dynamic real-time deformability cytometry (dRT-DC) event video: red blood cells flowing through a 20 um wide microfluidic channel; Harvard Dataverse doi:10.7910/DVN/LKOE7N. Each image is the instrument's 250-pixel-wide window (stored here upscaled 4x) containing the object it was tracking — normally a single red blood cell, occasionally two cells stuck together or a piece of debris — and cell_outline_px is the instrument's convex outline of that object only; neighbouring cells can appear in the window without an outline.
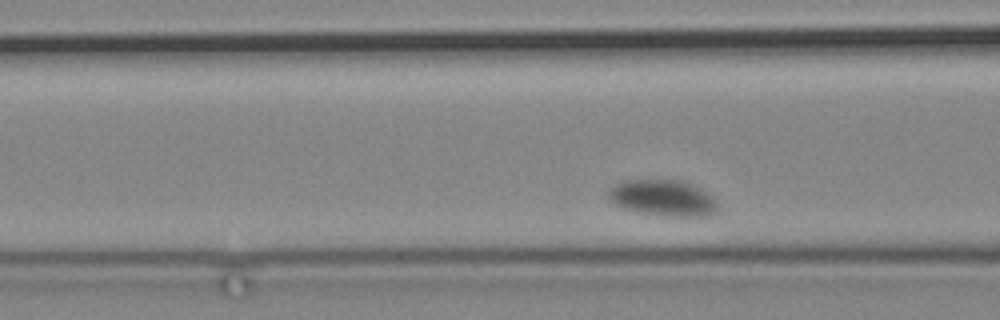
{"species": "common noctule bat (a hibernating species)", "species_latin": "Nyctalus noctula", "temperature_condition": "cold", "stored_images_in_passage": 42, "camera_frame_rate_fps": 3000, "um_per_image_px": 0.085, "animal": {"sex": "male", "body_mass_g": 19.2, "forearm_length_mm": 51.8}, "frame": {"image": 1, "passage_image": 7, "time_ms": 2.0, "image_size_px": [1000, 320], "cell_outline_px": [[720, 212], [712, 216], [664, 216], [640, 212], [620, 208], [612, 204], [608, 200], [608, 188], [624, 180], [680, 180], [692, 184], [700, 188], [712, 196], [720, 204]], "centroid_in_image_um": [56.38, 16.84], "position_along_channel_um": 110.2, "area_um2": 23.64}}
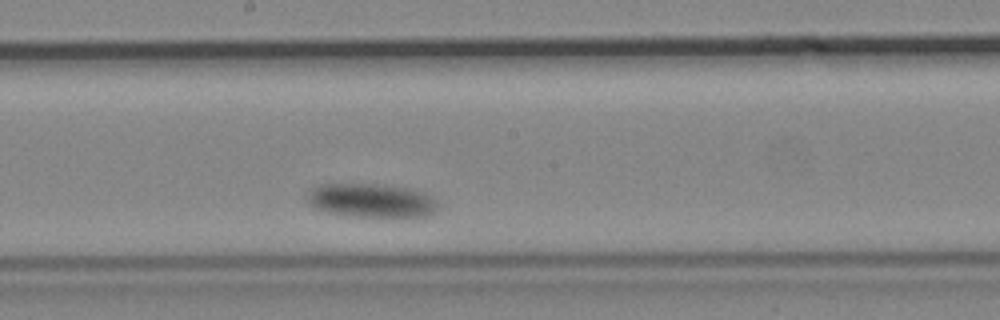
{"frame": {"image": 2, "passage_image": 20, "time_ms": 6.333, "image_size_px": [1000, 320], "cell_outline_px": [[436, 212], [428, 216], [352, 216], [328, 212], [316, 208], [308, 204], [304, 200], [304, 196], [308, 188], [320, 184], [384, 184], [408, 188], [424, 192], [432, 196], [436, 204]], "centroid_in_image_um": [31.48, 17.02], "position_along_channel_um": 216.7, "area_um2": 26.07}}
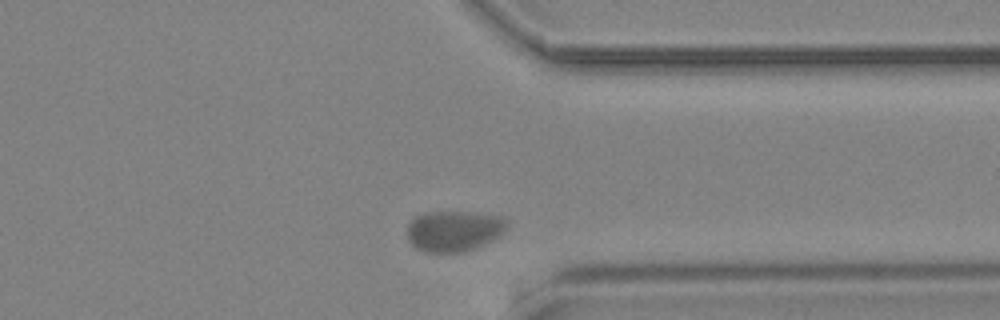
{"frame": {"image": 3, "passage_image": 38, "time_ms": 12.333, "image_size_px": [1000, 320], "cell_outline_px": [[508, 228], [504, 232], [492, 240], [476, 248], [460, 252], [424, 252], [416, 248], [408, 240], [408, 224], [416, 216], [428, 212], [468, 212], [500, 216], [508, 224]], "centroid_in_image_um": [38.58, 19.63], "position_along_channel_um": 372.8, "area_um2": 23.58}}